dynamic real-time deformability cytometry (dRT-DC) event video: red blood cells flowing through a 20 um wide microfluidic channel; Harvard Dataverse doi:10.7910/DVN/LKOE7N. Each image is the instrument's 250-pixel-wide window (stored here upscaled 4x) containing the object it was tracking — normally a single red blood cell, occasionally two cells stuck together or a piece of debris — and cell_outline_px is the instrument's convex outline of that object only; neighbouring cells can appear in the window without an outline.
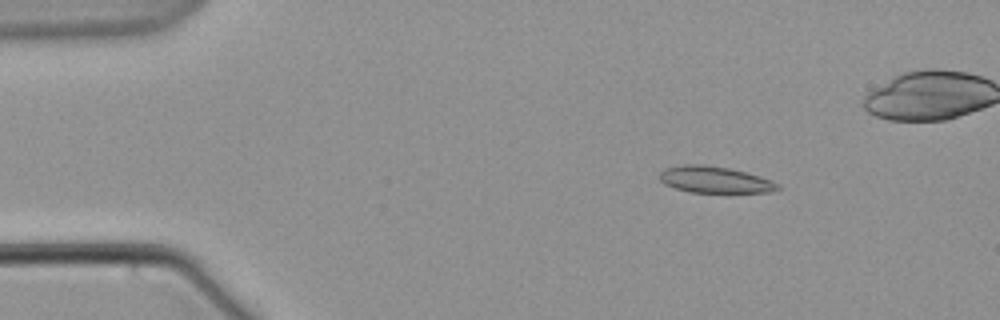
{"species": "common noctule bat (a hibernating species)", "species_latin": "Nyctalus noctula", "temperature_condition": "warm", "stored_images_in_passage": 6, "camera_frame_rate_fps": 3000, "um_per_image_px": 0.085, "animal": {"sex": "male", "body_mass_g": 21.5, "forearm_length_mm": 52.0}, "frame": {"image": 1, "passage_image": 3, "time_ms": 2.333, "image_size_px": [1000, 320], "cell_outline_px": [[780, 188], [772, 192], [688, 192], [664, 184], [660, 180], [660, 172], [664, 168], [684, 164], [704, 164], [728, 168], [744, 172], [772, 180], [780, 184]], "centroid_in_image_um": [60.74, 15.27], "position_along_channel_um": 24.3, "area_um2": 18.21}}